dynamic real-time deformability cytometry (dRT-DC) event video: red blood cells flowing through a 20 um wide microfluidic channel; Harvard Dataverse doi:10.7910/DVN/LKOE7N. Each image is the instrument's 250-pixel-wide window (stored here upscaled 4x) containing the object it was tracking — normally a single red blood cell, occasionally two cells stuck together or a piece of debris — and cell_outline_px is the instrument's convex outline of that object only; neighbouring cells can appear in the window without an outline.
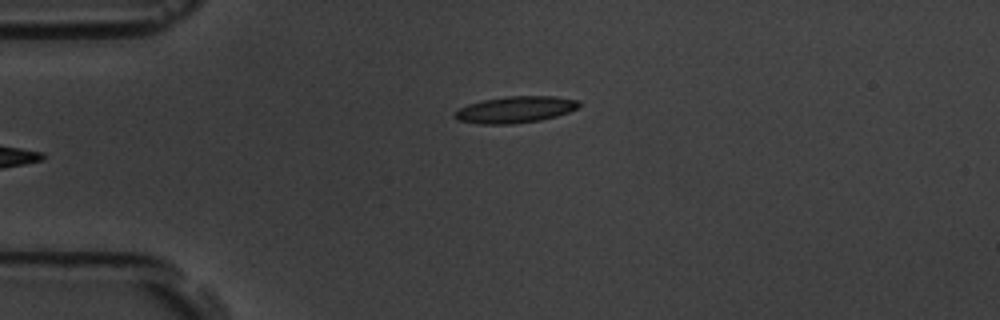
{"species": "common noctule bat (a hibernating species)", "species_latin": "Nyctalus noctula", "temperature_condition": "room temperature", "stored_images_in_passage": 6, "camera_frame_rate_fps": 3000, "um_per_image_px": 0.085, "animal": {"sex": "male", "body_mass_g": 19.5, "forearm_length_mm": 54.6}, "frame": {"image": 1, "passage_image": 6, "time_ms": 6.0, "image_size_px": [1000, 320], "cell_outline_px": [[580, 104], [576, 108], [568, 112], [556, 116], [540, 120], [512, 124], [480, 124], [456, 120], [452, 116], [460, 108], [468, 104], [484, 100], [504, 96], [556, 96], [580, 100]], "centroid_in_image_um": [43.79, 9.31], "position_along_channel_um": 41.2, "area_um2": 19.25}}